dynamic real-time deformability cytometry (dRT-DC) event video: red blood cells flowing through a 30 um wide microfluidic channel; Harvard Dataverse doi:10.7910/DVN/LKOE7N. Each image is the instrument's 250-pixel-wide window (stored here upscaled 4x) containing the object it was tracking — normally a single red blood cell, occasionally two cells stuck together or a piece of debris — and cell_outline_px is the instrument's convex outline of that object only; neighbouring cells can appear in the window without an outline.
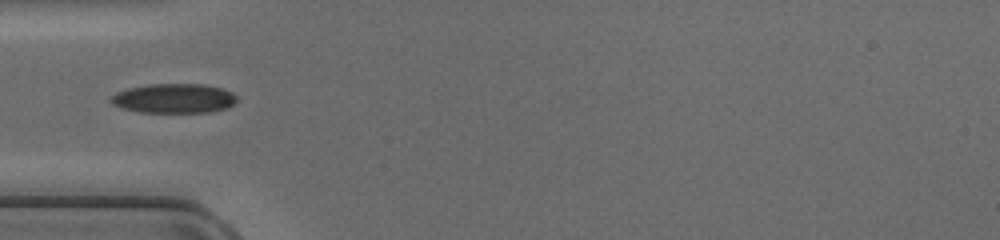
{"species": "common noctule bat (a hibernating species)", "species_latin": "Nyctalus noctula", "temperature_condition": "cold", "stored_images_in_passage": 15, "camera_frame_rate_fps": 3000, "um_per_image_px": 0.085, "animal": {"sex": "female", "body_mass_g": 17.0, "forearm_length_mm": 48.0}, "frame": {"image": 1, "passage_image": 5, "time_ms": 1.333, "image_size_px": [1000, 240], "cell_outline_px": [[236, 100], [228, 108], [212, 112], [140, 112], [124, 108], [112, 104], [108, 100], [116, 92], [128, 88], [148, 84], [204, 84], [220, 88], [232, 92], [236, 96]], "centroid_in_image_um": [14.77, 8.36], "position_along_channel_um": 70.2, "area_um2": 21.62}}
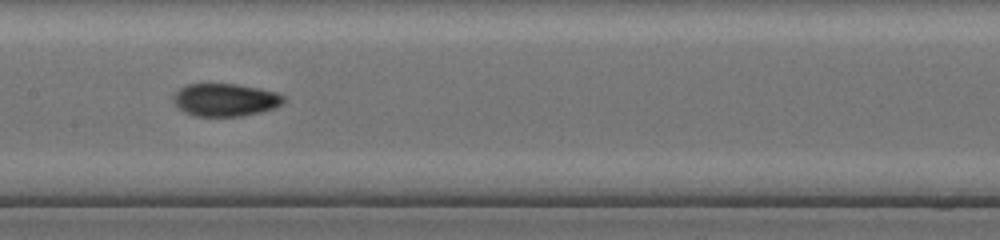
{"frame": {"image": 2, "passage_image": 13, "time_ms": 4.0, "image_size_px": [1000, 240], "cell_outline_px": [[284, 100], [280, 104], [272, 108], [260, 112], [240, 116], [196, 116], [184, 112], [172, 100], [172, 96], [180, 88], [188, 84], [236, 84], [260, 88], [276, 92], [284, 96]], "centroid_in_image_um": [19.12, 8.48], "position_along_channel_um": 188.3, "area_um2": 20.87}}